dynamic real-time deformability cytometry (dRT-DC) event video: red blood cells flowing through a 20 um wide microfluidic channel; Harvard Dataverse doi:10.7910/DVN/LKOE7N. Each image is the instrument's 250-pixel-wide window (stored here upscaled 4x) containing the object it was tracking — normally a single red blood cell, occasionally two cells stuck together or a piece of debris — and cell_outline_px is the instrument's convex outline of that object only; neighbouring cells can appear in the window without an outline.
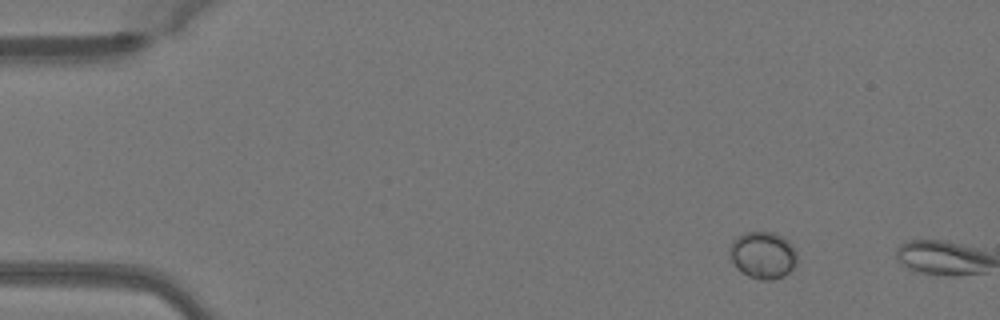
{"species": "Egyptian fruit bat (a non-hibernating species)", "species_latin": "Rousettus aegyptiacus", "temperature_condition": "warm", "stored_images_in_passage": 3, "camera_frame_rate_fps": 3000, "um_per_image_px": 0.085, "animal": {"sex": "female"}, "frame": {"image": 1, "passage_image": 1, "time_ms": 0.0, "image_size_px": [1000, 320], "cell_outline_px": [[796, 264], [788, 272], [772, 280], [760, 280], [748, 276], [740, 272], [736, 268], [728, 252], [732, 240], [736, 236], [748, 232], [772, 232], [788, 240], [796, 252]], "centroid_in_image_um": [64.8, 21.68], "position_along_channel_um": 20.2, "area_um2": 18.44}}